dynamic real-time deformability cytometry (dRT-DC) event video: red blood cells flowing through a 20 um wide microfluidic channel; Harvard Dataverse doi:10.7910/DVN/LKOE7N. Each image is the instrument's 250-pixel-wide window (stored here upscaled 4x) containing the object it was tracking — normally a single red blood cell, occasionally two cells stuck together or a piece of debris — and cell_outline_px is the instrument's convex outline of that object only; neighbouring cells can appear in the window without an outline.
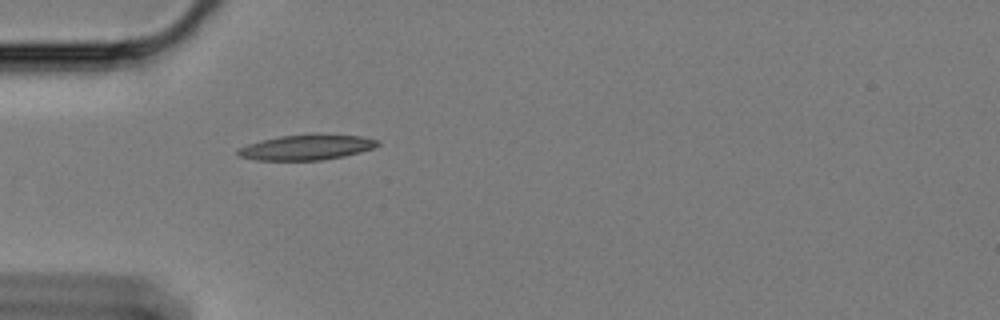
{"species": "Egyptian fruit bat (a non-hibernating species)", "species_latin": "Rousettus aegyptiacus", "temperature_condition": "cold", "stored_images_in_passage": 22, "camera_frame_rate_fps": 3000, "um_per_image_px": 0.085, "animal": {"sex": "female"}, "frame": {"image": 1, "passage_image": 1, "time_ms": 0.0, "image_size_px": [1000, 320], "cell_outline_px": [[380, 144], [372, 148], [360, 152], [344, 156], [320, 160], [256, 160], [240, 156], [236, 152], [240, 148], [248, 144], [260, 140], [280, 136], [312, 132], [316, 132], [360, 136], [380, 140]], "centroid_in_image_um": [26.1, 12.49], "position_along_channel_um": 58.9, "area_um2": 20.98}}
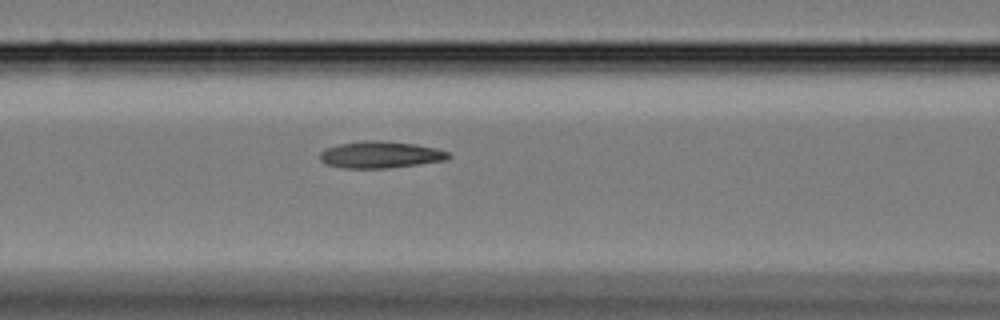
{"frame": {"image": 2, "passage_image": 8, "time_ms": 2.333, "image_size_px": [1000, 320], "cell_outline_px": [[452, 156], [448, 160], [388, 168], [344, 168], [328, 164], [320, 160], [320, 152], [328, 148], [340, 144], [364, 140], [380, 140], [416, 144], [436, 148], [452, 152]], "centroid_in_image_um": [32.41, 13.14], "position_along_channel_um": 134.2, "area_um2": 20.11}}
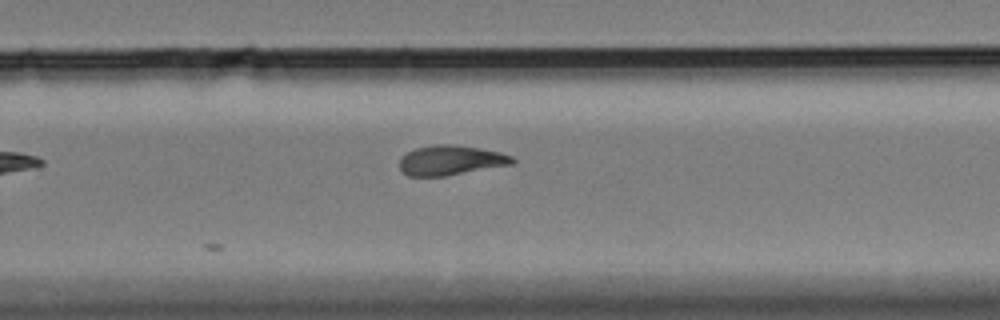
{"frame": {"image": 3, "passage_image": 22, "time_ms": 7.0, "image_size_px": [1000, 320], "cell_outline_px": [[516, 160], [512, 164], [444, 176], [408, 176], [400, 168], [400, 156], [416, 148], [432, 144], [456, 144], [480, 148], [500, 152], [512, 156]], "centroid_in_image_um": [38.3, 13.61], "position_along_channel_um": 291.5, "area_um2": 19.59}}